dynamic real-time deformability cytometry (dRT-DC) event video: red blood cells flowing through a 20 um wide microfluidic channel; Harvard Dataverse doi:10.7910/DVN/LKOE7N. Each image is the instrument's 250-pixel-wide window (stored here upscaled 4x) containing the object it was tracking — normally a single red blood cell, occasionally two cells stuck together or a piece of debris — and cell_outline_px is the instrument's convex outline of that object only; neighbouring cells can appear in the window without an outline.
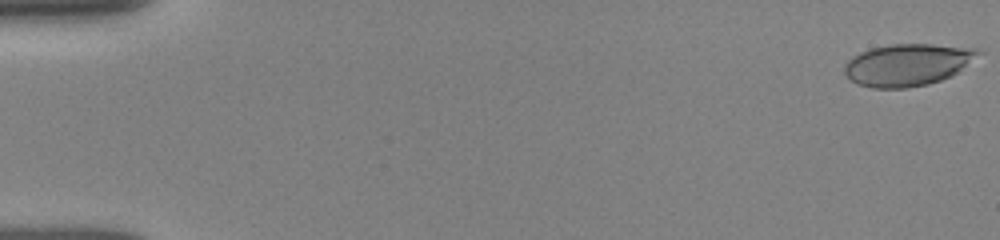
{"species": "human", "species_latin": "Homo sapiens", "temperature_condition": "room temperature", "stored_images_in_passage": 52, "camera_frame_rate_fps": 3000, "um_per_image_px": 0.085, "donor": {"sex": "female"}, "frame": {"image": 1, "passage_image": 1, "time_ms": 0.0, "image_size_px": [1000, 240], "cell_outline_px": [[984, 52], [952, 76], [928, 84], [908, 88], [872, 88], [856, 84], [844, 72], [844, 64], [852, 56], [860, 52], [872, 48], [892, 44], [932, 44], [976, 48]], "centroid_in_image_um": [77.15, 5.5], "position_along_channel_um": 7.9, "area_um2": 32.89}}
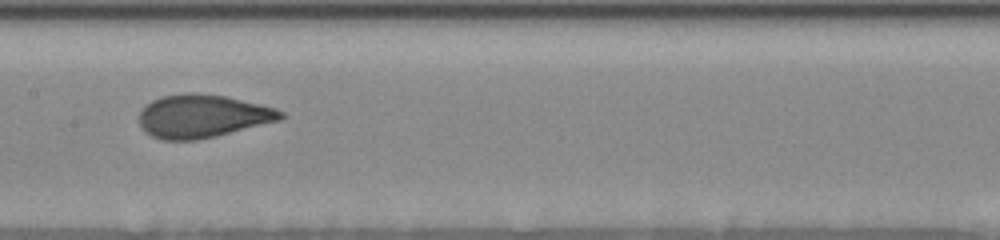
{"frame": {"image": 2, "passage_image": 27, "time_ms": 8.667, "image_size_px": [1000, 240], "cell_outline_px": [[284, 116], [280, 120], [216, 136], [196, 140], [164, 140], [152, 136], [144, 132], [140, 124], [140, 112], [152, 100], [164, 96], [188, 92], [196, 92], [224, 96], [260, 104], [276, 108], [284, 112]], "centroid_in_image_um": [17.22, 9.87], "position_along_channel_um": 190.2, "area_um2": 35.37}}
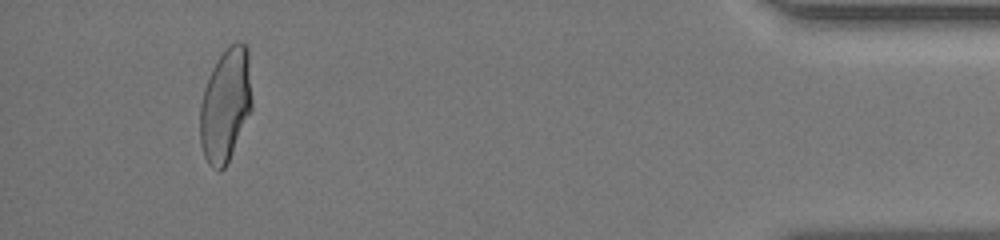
{"frame": {"image": 3, "passage_image": 49, "time_ms": 16.0, "image_size_px": [1000, 240], "cell_outline_px": [[252, 108], [228, 160], [224, 168], [220, 172], [212, 168], [208, 164], [204, 156], [200, 144], [200, 104], [204, 88], [212, 68], [228, 44], [236, 40], [244, 44], [248, 48], [252, 100]], "centroid_in_image_um": [19.16, 8.9], "position_along_channel_um": 416.0, "area_um2": 34.39}, "authors_computed_cell_mechanics": {"area_um2": 34.6511, "velocity_mm_per_s": 3.8915, "shape_relaxation_time_tau1_ms": 4.1236, "shape_relaxation_time_tau2_ms": null, "deformation_change_tau1": 0.1617, "deformation_change_tau2": null}}